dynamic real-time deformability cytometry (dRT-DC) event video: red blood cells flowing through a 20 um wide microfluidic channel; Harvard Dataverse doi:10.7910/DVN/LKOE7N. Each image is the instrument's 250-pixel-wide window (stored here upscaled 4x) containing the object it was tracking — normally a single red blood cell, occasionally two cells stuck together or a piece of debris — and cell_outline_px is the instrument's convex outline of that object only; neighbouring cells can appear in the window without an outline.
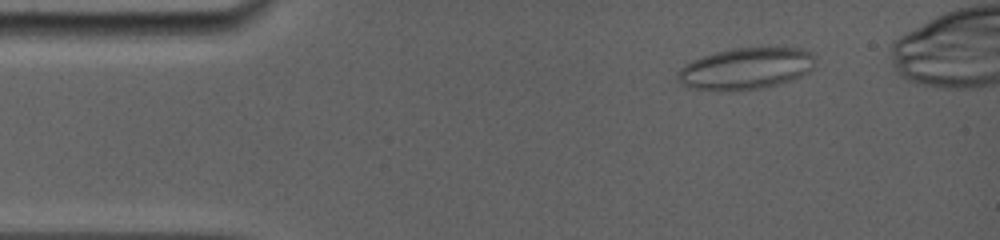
{"species": "common noctule bat (a hibernating species)", "species_latin": "Nyctalus noctula", "temperature_condition": "room temperature", "stored_images_in_passage": 38, "camera_frame_rate_fps": 5000, "um_per_image_px": 0.085, "animal": {"sex": "female", "body_mass_g": 19.0, "forearm_length_mm": 56.7}, "frame": {"image": 1, "passage_image": 9, "time_ms": 2.0, "image_size_px": [1000, 240], "cell_outline_px": [[816, 56], [812, 68], [808, 72], [800, 76], [764, 88], [692, 88], [676, 80], [676, 76], [680, 68], [684, 64], [692, 60], [716, 52], [732, 48], [768, 44], [800, 48], [812, 52]], "centroid_in_image_um": [63.47, 5.73], "position_along_channel_um": 21.5, "area_um2": 33.35}}
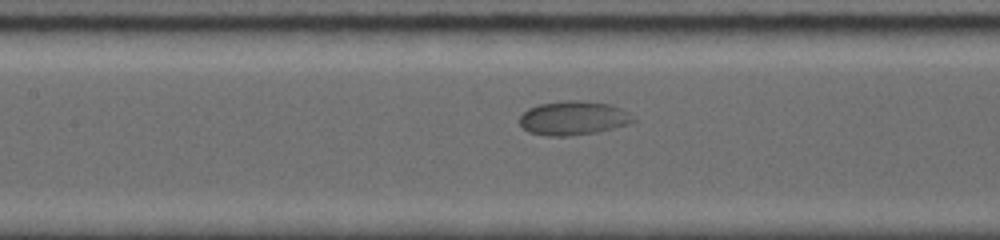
{"frame": {"image": 2, "passage_image": 24, "time_ms": 7.4, "image_size_px": [1000, 240], "cell_outline_px": [[636, 120], [632, 124], [596, 132], [572, 136], [548, 136], [528, 132], [520, 124], [520, 116], [528, 108], [540, 104], [564, 100], [576, 100], [612, 104], [636, 116]], "centroid_in_image_um": [48.78, 10.04], "position_along_channel_um": 158.6, "area_um2": 22.77}}
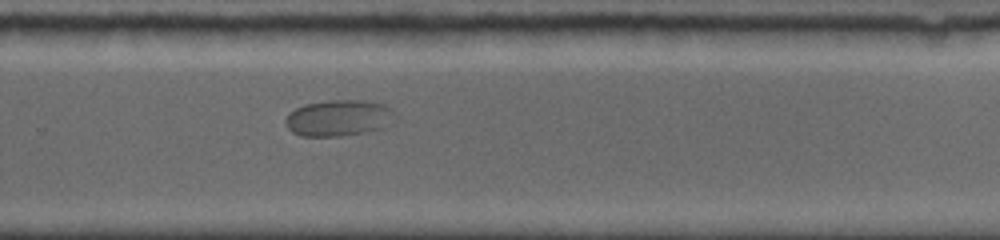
{"frame": {"image": 3, "passage_image": 31, "time_ms": 11.2, "image_size_px": [1000, 240], "cell_outline_px": [[400, 120], [396, 124], [384, 128], [368, 132], [340, 136], [300, 136], [292, 132], [288, 128], [284, 120], [296, 108], [304, 104], [328, 100], [364, 100], [384, 104], [392, 108]], "centroid_in_image_um": [28.92, 10.03], "position_along_channel_um": 300.9, "area_um2": 23.81}}